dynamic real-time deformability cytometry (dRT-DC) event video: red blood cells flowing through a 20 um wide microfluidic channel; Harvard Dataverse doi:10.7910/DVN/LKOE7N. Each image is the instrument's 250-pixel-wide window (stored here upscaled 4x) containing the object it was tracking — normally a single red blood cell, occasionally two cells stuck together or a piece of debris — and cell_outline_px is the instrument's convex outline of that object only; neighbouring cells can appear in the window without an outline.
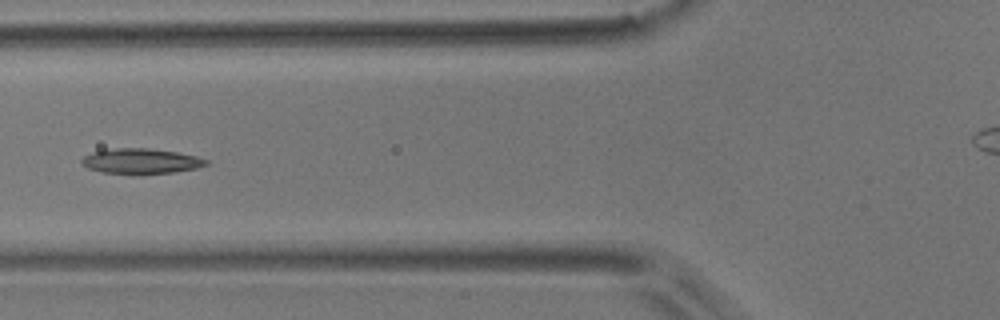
{"species": "common noctule bat (a hibernating species)", "species_latin": "Nyctalus noctula", "temperature_condition": "room temperature", "stored_images_in_passage": 8, "camera_frame_rate_fps": 3000, "um_per_image_px": 0.085, "animal": {"sex": "male", "body_mass_g": 17.9}, "frame": {"image": 1, "passage_image": 6, "time_ms": 6.0, "image_size_px": [1000, 320], "cell_outline_px": [[208, 164], [196, 168], [172, 172], [136, 176], [132, 176], [100, 172], [88, 168], [80, 164], [80, 160], [84, 156], [92, 152], [116, 148], [148, 148], [176, 152], [196, 156], [208, 160]], "centroid_in_image_um": [11.92, 13.73], "position_along_channel_um": 113.9, "area_um2": 18.79}}
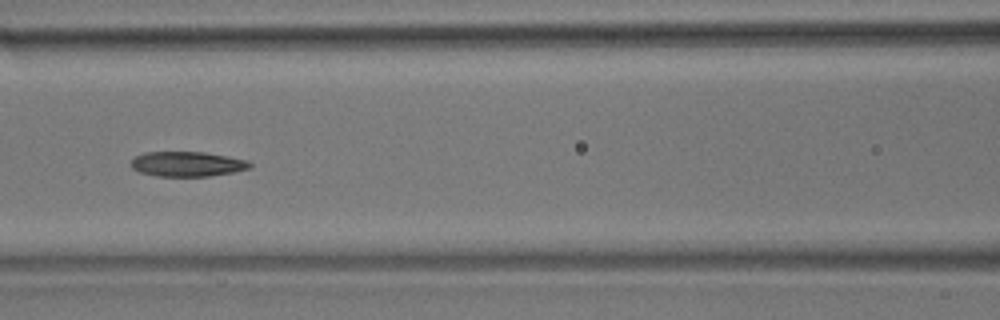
{"frame": {"image": 2, "passage_image": 7, "time_ms": 7.0, "image_size_px": [1000, 320], "cell_outline_px": [[252, 168], [236, 172], [208, 176], [156, 176], [140, 172], [132, 168], [132, 160], [136, 156], [144, 152], [204, 152], [228, 156], [248, 160], [252, 164]], "centroid_in_image_um": [15.97, 13.94], "position_along_channel_um": 150.6, "area_um2": 17.34}}
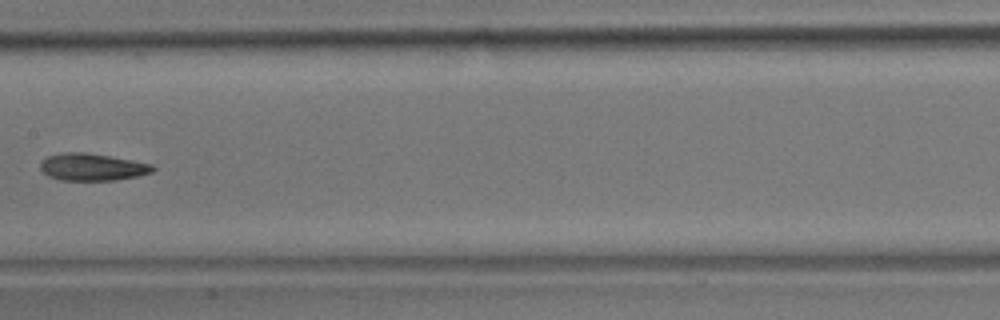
{"frame": {"image": 3, "passage_image": 8, "time_ms": 8.333, "image_size_px": [1000, 320], "cell_outline_px": [[156, 168], [152, 172], [136, 176], [116, 180], [60, 180], [48, 176], [40, 168], [40, 160], [48, 156], [60, 152], [88, 152], [132, 160], [152, 164]], "centroid_in_image_um": [7.81, 14.18], "position_along_channel_um": 199.6, "area_um2": 17.92}}